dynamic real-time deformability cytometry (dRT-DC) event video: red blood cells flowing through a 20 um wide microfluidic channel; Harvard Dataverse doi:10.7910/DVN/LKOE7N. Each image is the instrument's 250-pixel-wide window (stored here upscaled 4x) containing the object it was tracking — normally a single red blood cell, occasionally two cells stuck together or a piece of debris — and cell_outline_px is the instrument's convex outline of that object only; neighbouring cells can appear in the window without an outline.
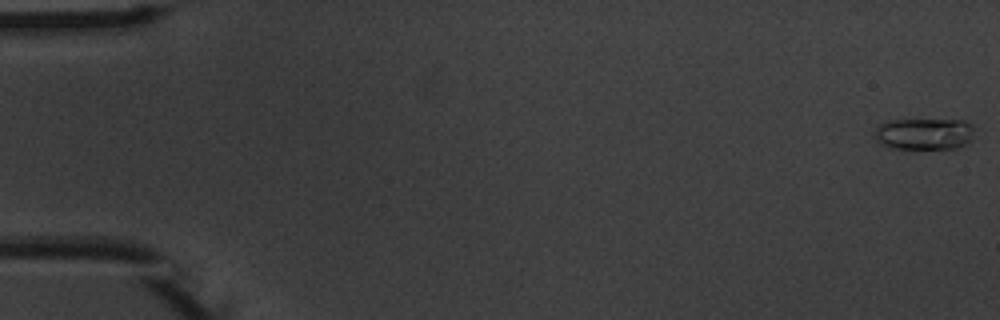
{"species": "common noctule bat (a hibernating species)", "species_latin": "Nyctalus noctula", "temperature_condition": "warm", "stored_images_in_passage": 6, "camera_frame_rate_fps": 3000, "um_per_image_px": 0.085, "animal": {"sex": "male", "body_mass_g": 20.1, "forearm_length_mm": 53.5}, "frame": {"image": 1, "passage_image": 1, "time_ms": 0.0, "image_size_px": [1000, 320], "cell_outline_px": [[972, 140], [968, 144], [956, 148], [888, 148], [880, 144], [872, 136], [876, 128], [880, 124], [888, 120], [964, 120], [972, 124]], "centroid_in_image_um": [78.53, 11.38], "position_along_channel_um": 6.5, "area_um2": 18.55}}